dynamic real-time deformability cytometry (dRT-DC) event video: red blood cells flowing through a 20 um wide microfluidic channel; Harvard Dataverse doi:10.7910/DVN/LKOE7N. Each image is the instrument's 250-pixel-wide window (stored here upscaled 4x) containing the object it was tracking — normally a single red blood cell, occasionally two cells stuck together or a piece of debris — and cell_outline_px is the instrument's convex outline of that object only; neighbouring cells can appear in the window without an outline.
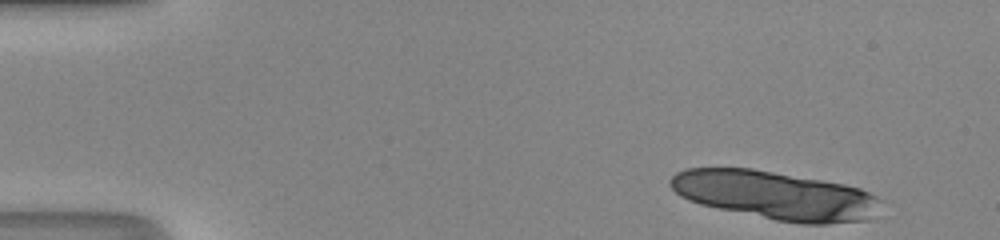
{"species": "human", "species_latin": "Homo sapiens", "temperature_condition": "room temperature", "stored_images_in_passage": 12, "camera_frame_rate_fps": 3000, "um_per_image_px": 0.085, "donor": {"sex": "male"}, "frame": {"image": 1, "passage_image": 1, "time_ms": 0.0, "image_size_px": [1000, 240], "cell_outline_px": [[884, 200], [868, 220], [828, 224], [800, 224], [776, 220], [700, 204], [688, 200], [680, 196], [668, 184], [668, 180], [676, 172], [684, 168], [752, 168], [844, 184], [860, 188]], "centroid_in_image_um": [65.9, 16.6], "position_along_channel_um": 19.1, "area_um2": 59.42}}